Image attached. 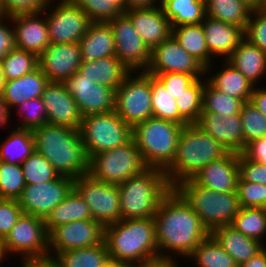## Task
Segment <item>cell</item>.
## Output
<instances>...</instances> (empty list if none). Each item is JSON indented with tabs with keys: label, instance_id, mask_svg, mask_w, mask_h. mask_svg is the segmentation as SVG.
I'll list each match as a JSON object with an SVG mask.
<instances>
[{
	"label": "cell",
	"instance_id": "1",
	"mask_svg": "<svg viewBox=\"0 0 266 267\" xmlns=\"http://www.w3.org/2000/svg\"><path fill=\"white\" fill-rule=\"evenodd\" d=\"M154 220L160 258L172 259L178 255L188 259L210 235L201 219L174 188L160 201Z\"/></svg>",
	"mask_w": 266,
	"mask_h": 267
},
{
	"label": "cell",
	"instance_id": "2",
	"mask_svg": "<svg viewBox=\"0 0 266 267\" xmlns=\"http://www.w3.org/2000/svg\"><path fill=\"white\" fill-rule=\"evenodd\" d=\"M32 132L35 151L44 156L61 176L76 179L89 173V158L80 130L47 123Z\"/></svg>",
	"mask_w": 266,
	"mask_h": 267
},
{
	"label": "cell",
	"instance_id": "3",
	"mask_svg": "<svg viewBox=\"0 0 266 267\" xmlns=\"http://www.w3.org/2000/svg\"><path fill=\"white\" fill-rule=\"evenodd\" d=\"M103 240L109 258L122 264L140 266L159 258L154 217L121 219L107 225Z\"/></svg>",
	"mask_w": 266,
	"mask_h": 267
},
{
	"label": "cell",
	"instance_id": "4",
	"mask_svg": "<svg viewBox=\"0 0 266 267\" xmlns=\"http://www.w3.org/2000/svg\"><path fill=\"white\" fill-rule=\"evenodd\" d=\"M228 152L196 123L185 125L180 132L175 158L165 170L169 185L173 188L180 181L192 178L204 166Z\"/></svg>",
	"mask_w": 266,
	"mask_h": 267
},
{
	"label": "cell",
	"instance_id": "5",
	"mask_svg": "<svg viewBox=\"0 0 266 267\" xmlns=\"http://www.w3.org/2000/svg\"><path fill=\"white\" fill-rule=\"evenodd\" d=\"M172 189L159 168L144 169L118 185L121 219L154 217L163 197Z\"/></svg>",
	"mask_w": 266,
	"mask_h": 267
},
{
	"label": "cell",
	"instance_id": "6",
	"mask_svg": "<svg viewBox=\"0 0 266 267\" xmlns=\"http://www.w3.org/2000/svg\"><path fill=\"white\" fill-rule=\"evenodd\" d=\"M184 126L150 117L132 128V138L146 167L166 170L173 162Z\"/></svg>",
	"mask_w": 266,
	"mask_h": 267
},
{
	"label": "cell",
	"instance_id": "7",
	"mask_svg": "<svg viewBox=\"0 0 266 267\" xmlns=\"http://www.w3.org/2000/svg\"><path fill=\"white\" fill-rule=\"evenodd\" d=\"M173 188L210 233L217 227L231 225L240 208L237 192L219 193L198 185L192 178L180 181Z\"/></svg>",
	"mask_w": 266,
	"mask_h": 267
},
{
	"label": "cell",
	"instance_id": "8",
	"mask_svg": "<svg viewBox=\"0 0 266 267\" xmlns=\"http://www.w3.org/2000/svg\"><path fill=\"white\" fill-rule=\"evenodd\" d=\"M80 133L89 160L132 139V127L114 111L82 117Z\"/></svg>",
	"mask_w": 266,
	"mask_h": 267
},
{
	"label": "cell",
	"instance_id": "9",
	"mask_svg": "<svg viewBox=\"0 0 266 267\" xmlns=\"http://www.w3.org/2000/svg\"><path fill=\"white\" fill-rule=\"evenodd\" d=\"M115 112L132 128L153 117L150 74L135 71L124 78L115 91Z\"/></svg>",
	"mask_w": 266,
	"mask_h": 267
},
{
	"label": "cell",
	"instance_id": "10",
	"mask_svg": "<svg viewBox=\"0 0 266 267\" xmlns=\"http://www.w3.org/2000/svg\"><path fill=\"white\" fill-rule=\"evenodd\" d=\"M146 168L133 138L122 146L95 154L89 160L91 176L117 185Z\"/></svg>",
	"mask_w": 266,
	"mask_h": 267
},
{
	"label": "cell",
	"instance_id": "11",
	"mask_svg": "<svg viewBox=\"0 0 266 267\" xmlns=\"http://www.w3.org/2000/svg\"><path fill=\"white\" fill-rule=\"evenodd\" d=\"M4 259L17 254L21 261L49 256V237L44 219L23 213L1 242Z\"/></svg>",
	"mask_w": 266,
	"mask_h": 267
},
{
	"label": "cell",
	"instance_id": "12",
	"mask_svg": "<svg viewBox=\"0 0 266 267\" xmlns=\"http://www.w3.org/2000/svg\"><path fill=\"white\" fill-rule=\"evenodd\" d=\"M73 189L88 205L92 219L103 227L121 220L117 184L97 180L86 173L74 179Z\"/></svg>",
	"mask_w": 266,
	"mask_h": 267
},
{
	"label": "cell",
	"instance_id": "13",
	"mask_svg": "<svg viewBox=\"0 0 266 267\" xmlns=\"http://www.w3.org/2000/svg\"><path fill=\"white\" fill-rule=\"evenodd\" d=\"M52 1L44 10L50 43H79L91 23L89 17L72 0H55L56 5Z\"/></svg>",
	"mask_w": 266,
	"mask_h": 267
},
{
	"label": "cell",
	"instance_id": "14",
	"mask_svg": "<svg viewBox=\"0 0 266 267\" xmlns=\"http://www.w3.org/2000/svg\"><path fill=\"white\" fill-rule=\"evenodd\" d=\"M115 40V53L120 62L130 71H145L151 59V50L136 31L125 14L108 21Z\"/></svg>",
	"mask_w": 266,
	"mask_h": 267
},
{
	"label": "cell",
	"instance_id": "15",
	"mask_svg": "<svg viewBox=\"0 0 266 267\" xmlns=\"http://www.w3.org/2000/svg\"><path fill=\"white\" fill-rule=\"evenodd\" d=\"M61 84L75 102L82 117L115 110V91L84 77L79 71L64 79Z\"/></svg>",
	"mask_w": 266,
	"mask_h": 267
},
{
	"label": "cell",
	"instance_id": "16",
	"mask_svg": "<svg viewBox=\"0 0 266 267\" xmlns=\"http://www.w3.org/2000/svg\"><path fill=\"white\" fill-rule=\"evenodd\" d=\"M74 179L60 176L58 179L37 184H26L19 205L25 214L45 219L73 189Z\"/></svg>",
	"mask_w": 266,
	"mask_h": 267
},
{
	"label": "cell",
	"instance_id": "17",
	"mask_svg": "<svg viewBox=\"0 0 266 267\" xmlns=\"http://www.w3.org/2000/svg\"><path fill=\"white\" fill-rule=\"evenodd\" d=\"M146 73L154 76L163 73H186L205 78L206 68L186 52L171 35L151 50V59Z\"/></svg>",
	"mask_w": 266,
	"mask_h": 267
},
{
	"label": "cell",
	"instance_id": "18",
	"mask_svg": "<svg viewBox=\"0 0 266 267\" xmlns=\"http://www.w3.org/2000/svg\"><path fill=\"white\" fill-rule=\"evenodd\" d=\"M49 256L73 249L93 247L104 239V227L94 219L72 221L49 233Z\"/></svg>",
	"mask_w": 266,
	"mask_h": 267
},
{
	"label": "cell",
	"instance_id": "19",
	"mask_svg": "<svg viewBox=\"0 0 266 267\" xmlns=\"http://www.w3.org/2000/svg\"><path fill=\"white\" fill-rule=\"evenodd\" d=\"M38 62L49 82L61 83L80 68L82 63L80 45L50 43L38 56Z\"/></svg>",
	"mask_w": 266,
	"mask_h": 267
},
{
	"label": "cell",
	"instance_id": "20",
	"mask_svg": "<svg viewBox=\"0 0 266 267\" xmlns=\"http://www.w3.org/2000/svg\"><path fill=\"white\" fill-rule=\"evenodd\" d=\"M130 18L147 47L152 50L172 35V26L160 5L155 7L127 8Z\"/></svg>",
	"mask_w": 266,
	"mask_h": 267
},
{
	"label": "cell",
	"instance_id": "21",
	"mask_svg": "<svg viewBox=\"0 0 266 267\" xmlns=\"http://www.w3.org/2000/svg\"><path fill=\"white\" fill-rule=\"evenodd\" d=\"M48 114V124L80 130L82 115L73 97L61 83L49 82L42 94Z\"/></svg>",
	"mask_w": 266,
	"mask_h": 267
},
{
	"label": "cell",
	"instance_id": "22",
	"mask_svg": "<svg viewBox=\"0 0 266 267\" xmlns=\"http://www.w3.org/2000/svg\"><path fill=\"white\" fill-rule=\"evenodd\" d=\"M238 177V153L228 152L224 157L204 166L192 179L207 189L229 193L237 191Z\"/></svg>",
	"mask_w": 266,
	"mask_h": 267
},
{
	"label": "cell",
	"instance_id": "23",
	"mask_svg": "<svg viewBox=\"0 0 266 267\" xmlns=\"http://www.w3.org/2000/svg\"><path fill=\"white\" fill-rule=\"evenodd\" d=\"M10 18L14 29L16 48L39 56L49 46L48 25L44 12L20 14Z\"/></svg>",
	"mask_w": 266,
	"mask_h": 267
},
{
	"label": "cell",
	"instance_id": "24",
	"mask_svg": "<svg viewBox=\"0 0 266 267\" xmlns=\"http://www.w3.org/2000/svg\"><path fill=\"white\" fill-rule=\"evenodd\" d=\"M196 124L229 152L239 154L243 151L244 136L240 114L228 117L216 113H201Z\"/></svg>",
	"mask_w": 266,
	"mask_h": 267
},
{
	"label": "cell",
	"instance_id": "25",
	"mask_svg": "<svg viewBox=\"0 0 266 267\" xmlns=\"http://www.w3.org/2000/svg\"><path fill=\"white\" fill-rule=\"evenodd\" d=\"M206 44L210 54L224 61L238 48L245 38L244 30L236 25L224 23L205 16L202 22ZM221 56V58H220Z\"/></svg>",
	"mask_w": 266,
	"mask_h": 267
},
{
	"label": "cell",
	"instance_id": "26",
	"mask_svg": "<svg viewBox=\"0 0 266 267\" xmlns=\"http://www.w3.org/2000/svg\"><path fill=\"white\" fill-rule=\"evenodd\" d=\"M48 83L47 77L39 66L18 79L5 81L2 97L8 110L12 112V108L14 109L24 101L42 97Z\"/></svg>",
	"mask_w": 266,
	"mask_h": 267
},
{
	"label": "cell",
	"instance_id": "27",
	"mask_svg": "<svg viewBox=\"0 0 266 267\" xmlns=\"http://www.w3.org/2000/svg\"><path fill=\"white\" fill-rule=\"evenodd\" d=\"M239 266L254 257L264 244L235 230L232 226H220L210 233Z\"/></svg>",
	"mask_w": 266,
	"mask_h": 267
},
{
	"label": "cell",
	"instance_id": "28",
	"mask_svg": "<svg viewBox=\"0 0 266 267\" xmlns=\"http://www.w3.org/2000/svg\"><path fill=\"white\" fill-rule=\"evenodd\" d=\"M79 45L82 61L116 56L115 40L108 22H91Z\"/></svg>",
	"mask_w": 266,
	"mask_h": 267
},
{
	"label": "cell",
	"instance_id": "29",
	"mask_svg": "<svg viewBox=\"0 0 266 267\" xmlns=\"http://www.w3.org/2000/svg\"><path fill=\"white\" fill-rule=\"evenodd\" d=\"M226 61L254 86H258L257 82L266 75V52L252 45L245 38Z\"/></svg>",
	"mask_w": 266,
	"mask_h": 267
},
{
	"label": "cell",
	"instance_id": "30",
	"mask_svg": "<svg viewBox=\"0 0 266 267\" xmlns=\"http://www.w3.org/2000/svg\"><path fill=\"white\" fill-rule=\"evenodd\" d=\"M81 75L107 86L114 91L122 84L130 71L116 56H109L95 61H82L78 70Z\"/></svg>",
	"mask_w": 266,
	"mask_h": 267
},
{
	"label": "cell",
	"instance_id": "31",
	"mask_svg": "<svg viewBox=\"0 0 266 267\" xmlns=\"http://www.w3.org/2000/svg\"><path fill=\"white\" fill-rule=\"evenodd\" d=\"M223 66L216 74H212L210 70H206V74L210 75L207 80L219 91L228 94L231 97L242 100L244 103L249 102L254 85L244 77L237 69H235L226 60ZM225 65V66H224ZM210 73V74H209Z\"/></svg>",
	"mask_w": 266,
	"mask_h": 267
},
{
	"label": "cell",
	"instance_id": "32",
	"mask_svg": "<svg viewBox=\"0 0 266 267\" xmlns=\"http://www.w3.org/2000/svg\"><path fill=\"white\" fill-rule=\"evenodd\" d=\"M172 36L191 56L198 60L206 70L212 71L213 56L210 54L202 23L198 25H180L172 27Z\"/></svg>",
	"mask_w": 266,
	"mask_h": 267
},
{
	"label": "cell",
	"instance_id": "33",
	"mask_svg": "<svg viewBox=\"0 0 266 267\" xmlns=\"http://www.w3.org/2000/svg\"><path fill=\"white\" fill-rule=\"evenodd\" d=\"M92 219L90 209L82 197L72 189L66 198L59 203L44 219L49 233L53 228L72 221Z\"/></svg>",
	"mask_w": 266,
	"mask_h": 267
},
{
	"label": "cell",
	"instance_id": "34",
	"mask_svg": "<svg viewBox=\"0 0 266 267\" xmlns=\"http://www.w3.org/2000/svg\"><path fill=\"white\" fill-rule=\"evenodd\" d=\"M206 16L241 27L244 31L254 9L244 0H205Z\"/></svg>",
	"mask_w": 266,
	"mask_h": 267
},
{
	"label": "cell",
	"instance_id": "35",
	"mask_svg": "<svg viewBox=\"0 0 266 267\" xmlns=\"http://www.w3.org/2000/svg\"><path fill=\"white\" fill-rule=\"evenodd\" d=\"M160 6L172 27L198 25L206 16L205 0H162Z\"/></svg>",
	"mask_w": 266,
	"mask_h": 267
},
{
	"label": "cell",
	"instance_id": "36",
	"mask_svg": "<svg viewBox=\"0 0 266 267\" xmlns=\"http://www.w3.org/2000/svg\"><path fill=\"white\" fill-rule=\"evenodd\" d=\"M11 131L5 141L0 143V160L21 164L35 151L33 132L16 126Z\"/></svg>",
	"mask_w": 266,
	"mask_h": 267
},
{
	"label": "cell",
	"instance_id": "37",
	"mask_svg": "<svg viewBox=\"0 0 266 267\" xmlns=\"http://www.w3.org/2000/svg\"><path fill=\"white\" fill-rule=\"evenodd\" d=\"M194 260L197 267H238L232 256L210 234L188 258Z\"/></svg>",
	"mask_w": 266,
	"mask_h": 267
},
{
	"label": "cell",
	"instance_id": "38",
	"mask_svg": "<svg viewBox=\"0 0 266 267\" xmlns=\"http://www.w3.org/2000/svg\"><path fill=\"white\" fill-rule=\"evenodd\" d=\"M54 258L61 267H100L109 256L103 240L93 247L60 252Z\"/></svg>",
	"mask_w": 266,
	"mask_h": 267
},
{
	"label": "cell",
	"instance_id": "39",
	"mask_svg": "<svg viewBox=\"0 0 266 267\" xmlns=\"http://www.w3.org/2000/svg\"><path fill=\"white\" fill-rule=\"evenodd\" d=\"M244 102L217 90L205 76L202 113H216L220 116L240 114Z\"/></svg>",
	"mask_w": 266,
	"mask_h": 267
},
{
	"label": "cell",
	"instance_id": "40",
	"mask_svg": "<svg viewBox=\"0 0 266 267\" xmlns=\"http://www.w3.org/2000/svg\"><path fill=\"white\" fill-rule=\"evenodd\" d=\"M153 117L171 121L179 125L190 124L180 113L176 99L165 89L162 83L151 75Z\"/></svg>",
	"mask_w": 266,
	"mask_h": 267
},
{
	"label": "cell",
	"instance_id": "41",
	"mask_svg": "<svg viewBox=\"0 0 266 267\" xmlns=\"http://www.w3.org/2000/svg\"><path fill=\"white\" fill-rule=\"evenodd\" d=\"M230 226L264 244L263 240L264 236H266V208L240 207Z\"/></svg>",
	"mask_w": 266,
	"mask_h": 267
},
{
	"label": "cell",
	"instance_id": "42",
	"mask_svg": "<svg viewBox=\"0 0 266 267\" xmlns=\"http://www.w3.org/2000/svg\"><path fill=\"white\" fill-rule=\"evenodd\" d=\"M1 62L6 81L18 79L39 66L36 54L16 47L3 57Z\"/></svg>",
	"mask_w": 266,
	"mask_h": 267
},
{
	"label": "cell",
	"instance_id": "43",
	"mask_svg": "<svg viewBox=\"0 0 266 267\" xmlns=\"http://www.w3.org/2000/svg\"><path fill=\"white\" fill-rule=\"evenodd\" d=\"M20 165L26 184L47 182L61 176L51 163L37 151H34Z\"/></svg>",
	"mask_w": 266,
	"mask_h": 267
},
{
	"label": "cell",
	"instance_id": "44",
	"mask_svg": "<svg viewBox=\"0 0 266 267\" xmlns=\"http://www.w3.org/2000/svg\"><path fill=\"white\" fill-rule=\"evenodd\" d=\"M25 186L21 165L0 160V199L18 200Z\"/></svg>",
	"mask_w": 266,
	"mask_h": 267
},
{
	"label": "cell",
	"instance_id": "45",
	"mask_svg": "<svg viewBox=\"0 0 266 267\" xmlns=\"http://www.w3.org/2000/svg\"><path fill=\"white\" fill-rule=\"evenodd\" d=\"M204 78H198L179 98L176 104L179 113L190 123H196L202 113Z\"/></svg>",
	"mask_w": 266,
	"mask_h": 267
},
{
	"label": "cell",
	"instance_id": "46",
	"mask_svg": "<svg viewBox=\"0 0 266 267\" xmlns=\"http://www.w3.org/2000/svg\"><path fill=\"white\" fill-rule=\"evenodd\" d=\"M240 117L245 146L263 136H266V116L260 112L251 102H245L242 106Z\"/></svg>",
	"mask_w": 266,
	"mask_h": 267
},
{
	"label": "cell",
	"instance_id": "47",
	"mask_svg": "<svg viewBox=\"0 0 266 267\" xmlns=\"http://www.w3.org/2000/svg\"><path fill=\"white\" fill-rule=\"evenodd\" d=\"M18 110L17 115L22 117L17 128L33 130L48 123V114L42 97L24 101L15 107Z\"/></svg>",
	"mask_w": 266,
	"mask_h": 267
},
{
	"label": "cell",
	"instance_id": "48",
	"mask_svg": "<svg viewBox=\"0 0 266 267\" xmlns=\"http://www.w3.org/2000/svg\"><path fill=\"white\" fill-rule=\"evenodd\" d=\"M89 17L91 22H108L124 13L114 0H72Z\"/></svg>",
	"mask_w": 266,
	"mask_h": 267
},
{
	"label": "cell",
	"instance_id": "49",
	"mask_svg": "<svg viewBox=\"0 0 266 267\" xmlns=\"http://www.w3.org/2000/svg\"><path fill=\"white\" fill-rule=\"evenodd\" d=\"M237 194L240 207L266 208V185L252 183L238 177Z\"/></svg>",
	"mask_w": 266,
	"mask_h": 267
},
{
	"label": "cell",
	"instance_id": "50",
	"mask_svg": "<svg viewBox=\"0 0 266 267\" xmlns=\"http://www.w3.org/2000/svg\"><path fill=\"white\" fill-rule=\"evenodd\" d=\"M244 34L252 45L266 52V12L254 8Z\"/></svg>",
	"mask_w": 266,
	"mask_h": 267
},
{
	"label": "cell",
	"instance_id": "51",
	"mask_svg": "<svg viewBox=\"0 0 266 267\" xmlns=\"http://www.w3.org/2000/svg\"><path fill=\"white\" fill-rule=\"evenodd\" d=\"M50 0H2V16L43 13Z\"/></svg>",
	"mask_w": 266,
	"mask_h": 267
},
{
	"label": "cell",
	"instance_id": "52",
	"mask_svg": "<svg viewBox=\"0 0 266 267\" xmlns=\"http://www.w3.org/2000/svg\"><path fill=\"white\" fill-rule=\"evenodd\" d=\"M22 214L23 210L18 200L0 199V243L6 238Z\"/></svg>",
	"mask_w": 266,
	"mask_h": 267
},
{
	"label": "cell",
	"instance_id": "53",
	"mask_svg": "<svg viewBox=\"0 0 266 267\" xmlns=\"http://www.w3.org/2000/svg\"><path fill=\"white\" fill-rule=\"evenodd\" d=\"M154 76L174 99L179 98L197 80L195 76L186 73H163L155 74Z\"/></svg>",
	"mask_w": 266,
	"mask_h": 267
},
{
	"label": "cell",
	"instance_id": "54",
	"mask_svg": "<svg viewBox=\"0 0 266 267\" xmlns=\"http://www.w3.org/2000/svg\"><path fill=\"white\" fill-rule=\"evenodd\" d=\"M239 177L248 182L266 185V165L247 159L238 154Z\"/></svg>",
	"mask_w": 266,
	"mask_h": 267
},
{
	"label": "cell",
	"instance_id": "55",
	"mask_svg": "<svg viewBox=\"0 0 266 267\" xmlns=\"http://www.w3.org/2000/svg\"><path fill=\"white\" fill-rule=\"evenodd\" d=\"M11 24L10 17L0 16V60L15 48L14 29Z\"/></svg>",
	"mask_w": 266,
	"mask_h": 267
},
{
	"label": "cell",
	"instance_id": "56",
	"mask_svg": "<svg viewBox=\"0 0 266 267\" xmlns=\"http://www.w3.org/2000/svg\"><path fill=\"white\" fill-rule=\"evenodd\" d=\"M241 153L251 161L266 165V136L248 143Z\"/></svg>",
	"mask_w": 266,
	"mask_h": 267
},
{
	"label": "cell",
	"instance_id": "57",
	"mask_svg": "<svg viewBox=\"0 0 266 267\" xmlns=\"http://www.w3.org/2000/svg\"><path fill=\"white\" fill-rule=\"evenodd\" d=\"M254 86L250 102L266 116V88Z\"/></svg>",
	"mask_w": 266,
	"mask_h": 267
},
{
	"label": "cell",
	"instance_id": "58",
	"mask_svg": "<svg viewBox=\"0 0 266 267\" xmlns=\"http://www.w3.org/2000/svg\"><path fill=\"white\" fill-rule=\"evenodd\" d=\"M21 267H61L54 257L30 258L21 261Z\"/></svg>",
	"mask_w": 266,
	"mask_h": 267
},
{
	"label": "cell",
	"instance_id": "59",
	"mask_svg": "<svg viewBox=\"0 0 266 267\" xmlns=\"http://www.w3.org/2000/svg\"><path fill=\"white\" fill-rule=\"evenodd\" d=\"M176 259H177L176 256H175V258H172V259L159 257L157 259L146 261L145 263H143L139 267H179L180 264H177L178 260H176Z\"/></svg>",
	"mask_w": 266,
	"mask_h": 267
},
{
	"label": "cell",
	"instance_id": "60",
	"mask_svg": "<svg viewBox=\"0 0 266 267\" xmlns=\"http://www.w3.org/2000/svg\"><path fill=\"white\" fill-rule=\"evenodd\" d=\"M238 267H266V249L263 248L254 257Z\"/></svg>",
	"mask_w": 266,
	"mask_h": 267
},
{
	"label": "cell",
	"instance_id": "61",
	"mask_svg": "<svg viewBox=\"0 0 266 267\" xmlns=\"http://www.w3.org/2000/svg\"><path fill=\"white\" fill-rule=\"evenodd\" d=\"M161 2L162 0H127V8L155 7L161 5Z\"/></svg>",
	"mask_w": 266,
	"mask_h": 267
},
{
	"label": "cell",
	"instance_id": "62",
	"mask_svg": "<svg viewBox=\"0 0 266 267\" xmlns=\"http://www.w3.org/2000/svg\"><path fill=\"white\" fill-rule=\"evenodd\" d=\"M11 111L8 110L6 103L2 97V94H0V127L4 129L5 126H7V123L10 120V117L12 115Z\"/></svg>",
	"mask_w": 266,
	"mask_h": 267
},
{
	"label": "cell",
	"instance_id": "63",
	"mask_svg": "<svg viewBox=\"0 0 266 267\" xmlns=\"http://www.w3.org/2000/svg\"><path fill=\"white\" fill-rule=\"evenodd\" d=\"M122 263L113 260L112 258H108L100 267H120Z\"/></svg>",
	"mask_w": 266,
	"mask_h": 267
},
{
	"label": "cell",
	"instance_id": "64",
	"mask_svg": "<svg viewBox=\"0 0 266 267\" xmlns=\"http://www.w3.org/2000/svg\"><path fill=\"white\" fill-rule=\"evenodd\" d=\"M5 81L6 80H5V77H4L3 65H2V62L0 60V94H2Z\"/></svg>",
	"mask_w": 266,
	"mask_h": 267
},
{
	"label": "cell",
	"instance_id": "65",
	"mask_svg": "<svg viewBox=\"0 0 266 267\" xmlns=\"http://www.w3.org/2000/svg\"><path fill=\"white\" fill-rule=\"evenodd\" d=\"M123 10L127 9V0H114Z\"/></svg>",
	"mask_w": 266,
	"mask_h": 267
},
{
	"label": "cell",
	"instance_id": "66",
	"mask_svg": "<svg viewBox=\"0 0 266 267\" xmlns=\"http://www.w3.org/2000/svg\"><path fill=\"white\" fill-rule=\"evenodd\" d=\"M244 1L250 4L253 8H257L261 0H244Z\"/></svg>",
	"mask_w": 266,
	"mask_h": 267
},
{
	"label": "cell",
	"instance_id": "67",
	"mask_svg": "<svg viewBox=\"0 0 266 267\" xmlns=\"http://www.w3.org/2000/svg\"><path fill=\"white\" fill-rule=\"evenodd\" d=\"M257 9L266 12V0H261Z\"/></svg>",
	"mask_w": 266,
	"mask_h": 267
},
{
	"label": "cell",
	"instance_id": "68",
	"mask_svg": "<svg viewBox=\"0 0 266 267\" xmlns=\"http://www.w3.org/2000/svg\"><path fill=\"white\" fill-rule=\"evenodd\" d=\"M120 267H139V265H134V264H122Z\"/></svg>",
	"mask_w": 266,
	"mask_h": 267
},
{
	"label": "cell",
	"instance_id": "69",
	"mask_svg": "<svg viewBox=\"0 0 266 267\" xmlns=\"http://www.w3.org/2000/svg\"><path fill=\"white\" fill-rule=\"evenodd\" d=\"M4 257H3V254L1 252V243H0V264L4 262ZM1 266V265H0Z\"/></svg>",
	"mask_w": 266,
	"mask_h": 267
},
{
	"label": "cell",
	"instance_id": "70",
	"mask_svg": "<svg viewBox=\"0 0 266 267\" xmlns=\"http://www.w3.org/2000/svg\"><path fill=\"white\" fill-rule=\"evenodd\" d=\"M0 16H2V0H0Z\"/></svg>",
	"mask_w": 266,
	"mask_h": 267
}]
</instances>
